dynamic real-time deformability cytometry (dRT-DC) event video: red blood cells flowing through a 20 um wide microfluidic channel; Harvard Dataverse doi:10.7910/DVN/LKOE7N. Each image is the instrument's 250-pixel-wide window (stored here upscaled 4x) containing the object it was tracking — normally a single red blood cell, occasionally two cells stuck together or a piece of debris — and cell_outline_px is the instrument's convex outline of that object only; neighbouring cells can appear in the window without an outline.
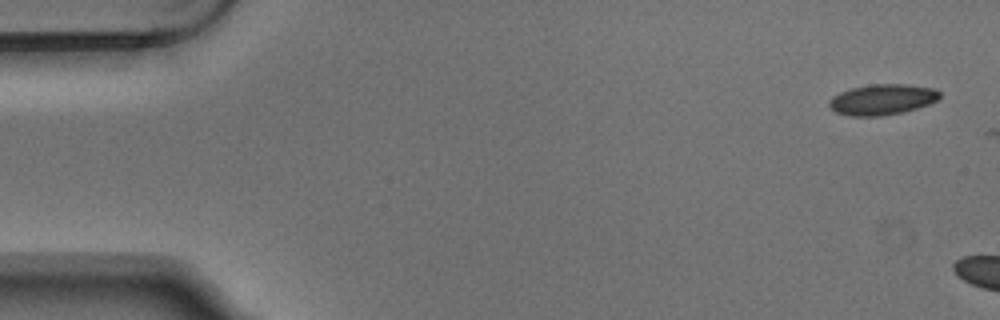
{"species": "Egyptian fruit bat (a non-hibernating species)", "species_latin": "Rousettus aegyptiacus", "temperature_condition": "warm", "stored_images_in_passage": 3, "camera_frame_rate_fps": 3000, "um_per_image_px": 0.085, "animal": {"sex": "male"}, "frame": {"image": 1, "passage_image": 1, "time_ms": 0.0, "image_size_px": [1000, 320], "cell_outline_px": [[940, 96], [936, 100], [928, 104], [904, 112], [880, 116], [848, 116], [836, 112], [828, 104], [828, 100], [832, 96], [840, 92], [852, 88], [872, 84], [908, 84], [936, 88], [940, 92]], "centroid_in_image_um": [74.99, 8.45], "position_along_channel_um": 10.0, "area_um2": 19.83}}